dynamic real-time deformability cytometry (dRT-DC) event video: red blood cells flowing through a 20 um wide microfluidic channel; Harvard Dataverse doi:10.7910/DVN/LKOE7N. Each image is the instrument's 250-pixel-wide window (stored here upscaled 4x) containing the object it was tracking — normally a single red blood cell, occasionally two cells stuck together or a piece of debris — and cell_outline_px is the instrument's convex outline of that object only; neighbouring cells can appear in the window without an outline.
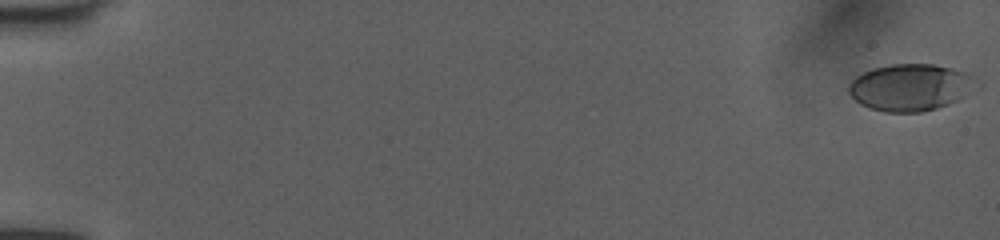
{"species": "human", "species_latin": "Homo sapiens", "temperature_condition": "room temperature", "stored_images_in_passage": 53, "camera_frame_rate_fps": 3000, "um_per_image_px": 0.085, "donor": {"sex": "female"}, "frame": {"image": 1, "passage_image": 1, "time_ms": 0.0, "image_size_px": [1000, 240], "cell_outline_px": [[980, 88], [948, 104], [936, 108], [920, 112], [884, 112], [860, 104], [848, 92], [848, 84], [856, 76], [872, 68], [892, 64], [932, 64], [952, 68], [968, 72], [976, 76], [980, 84]], "centroid_in_image_um": [77.46, 7.41], "position_along_channel_um": 7.5, "area_um2": 35.26}}
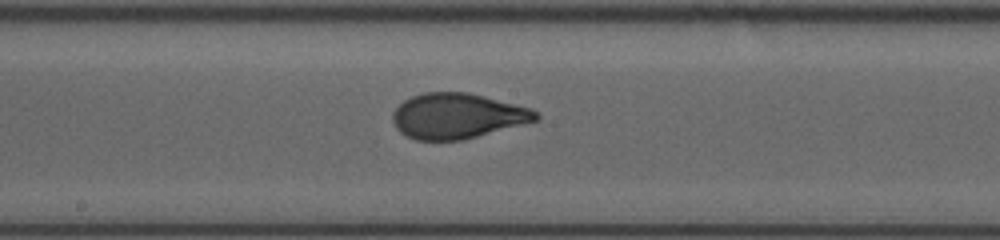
{"frame": {"image": 2, "passage_image": 30, "time_ms": 9.667, "image_size_px": [1000, 240], "cell_outline_px": [[540, 116], [536, 120], [464, 140], [416, 140], [400, 132], [396, 128], [392, 120], [392, 112], [404, 100], [412, 96], [424, 92], [468, 92], [532, 108]], "centroid_in_image_um": [38.85, 9.85], "position_along_channel_um": 209.4, "area_um2": 37.69}}
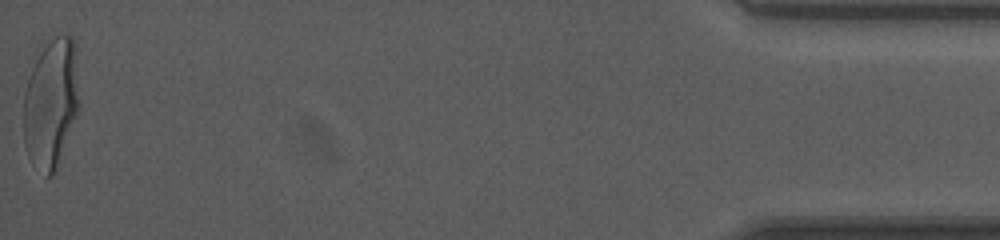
{"frame": {"image": 3, "passage_image": 53, "time_ms": 17.333, "image_size_px": [1000, 240], "cell_outline_px": [[80, 108], [60, 164], [52, 176], [48, 176], [28, 156], [24, 144], [24, 92], [40, 44], [44, 40], [56, 36], [72, 36], [76, 52], [80, 104]], "centroid_in_image_um": [4.36, 8.72], "position_along_channel_um": 430.8, "area_um2": 42.83}, "authors_computed_cell_mechanics": {"area_um2": 37.7434, "velocity_mm_per_s": 4.0169, "shape_relaxation_time_tau1_ms": 6.1555, "shape_relaxation_time_tau2_ms": null, "deformation_change_tau1": 0.2296, "deformation_change_tau2": null}}